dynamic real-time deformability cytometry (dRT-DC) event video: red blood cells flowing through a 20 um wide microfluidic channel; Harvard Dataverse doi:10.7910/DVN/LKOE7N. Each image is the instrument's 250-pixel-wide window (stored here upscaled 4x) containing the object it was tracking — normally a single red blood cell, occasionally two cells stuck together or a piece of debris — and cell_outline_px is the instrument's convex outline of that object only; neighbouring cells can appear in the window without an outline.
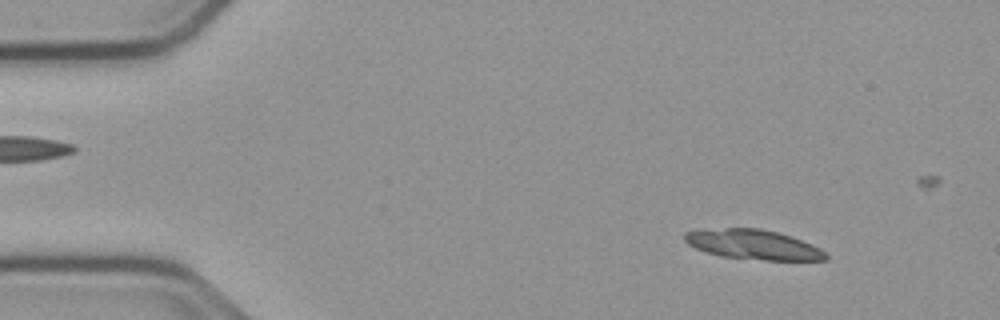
{"species": "common noctule bat (a hibernating species)", "species_latin": "Nyctalus noctula", "temperature_condition": "cold", "stored_images_in_passage": 54, "camera_frame_rate_fps": 3000, "um_per_image_px": 0.085, "animal": {"sex": "male", "body_mass_g": 23.1, "forearm_length_mm": 52.7}, "frame": {"image": 1, "passage_image": 6, "time_ms": 1.667, "image_size_px": [1000, 320], "cell_outline_px": [[828, 260], [764, 260], [720, 256], [704, 252], [688, 244], [684, 240], [684, 232], [724, 228], [760, 228], [792, 236], [812, 244], [820, 248], [828, 256]], "centroid_in_image_um": [64.04, 20.79], "position_along_channel_um": 21.0, "area_um2": 24.39}}
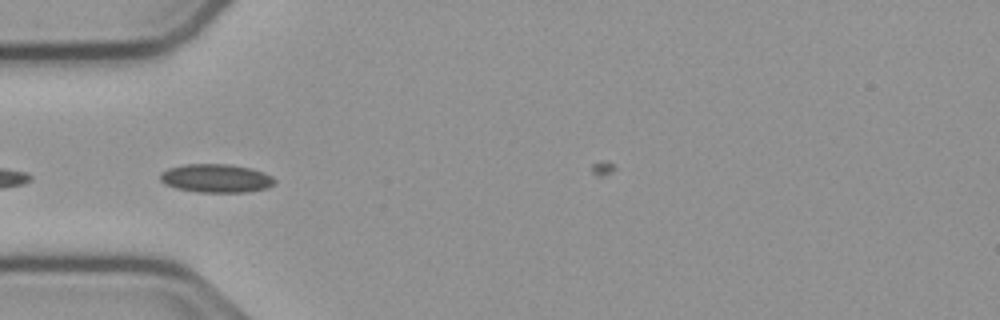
{"frame": {"image": 2, "passage_image": 17, "time_ms": 5.333, "image_size_px": [1000, 320], "cell_outline_px": [[276, 180], [268, 188], [248, 192], [200, 192], [176, 188], [164, 184], [160, 180], [160, 172], [168, 168], [184, 164], [228, 164], [248, 168], [264, 172], [272, 176]], "centroid_in_image_um": [18.35, 15.15], "position_along_channel_um": 66.7, "area_um2": 19.02}}